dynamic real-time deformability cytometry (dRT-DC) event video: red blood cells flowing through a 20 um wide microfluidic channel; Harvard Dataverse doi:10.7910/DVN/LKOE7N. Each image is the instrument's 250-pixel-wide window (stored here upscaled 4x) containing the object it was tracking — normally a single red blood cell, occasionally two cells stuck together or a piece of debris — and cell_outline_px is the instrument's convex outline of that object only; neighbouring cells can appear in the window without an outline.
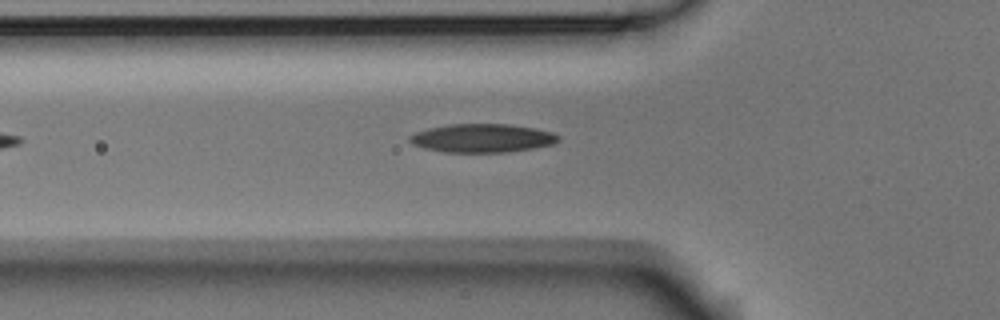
{"species": "Egyptian fruit bat (a non-hibernating species)", "species_latin": "Rousettus aegyptiacus", "temperature_condition": "room temperature", "stored_images_in_passage": 29, "camera_frame_rate_fps": 3000, "um_per_image_px": 0.085, "animal": {"sex": "male"}, "frame": {"image": 1, "passage_image": 2, "time_ms": 0.333, "image_size_px": [1000, 320], "cell_outline_px": [[560, 140], [552, 144], [532, 148], [508, 152], [444, 152], [424, 148], [412, 144], [408, 140], [408, 136], [416, 132], [428, 128], [448, 124], [508, 124], [536, 128], [552, 132], [560, 136]], "centroid_in_image_um": [40.98, 11.73], "position_along_channel_um": 84.8, "area_um2": 24.8}}
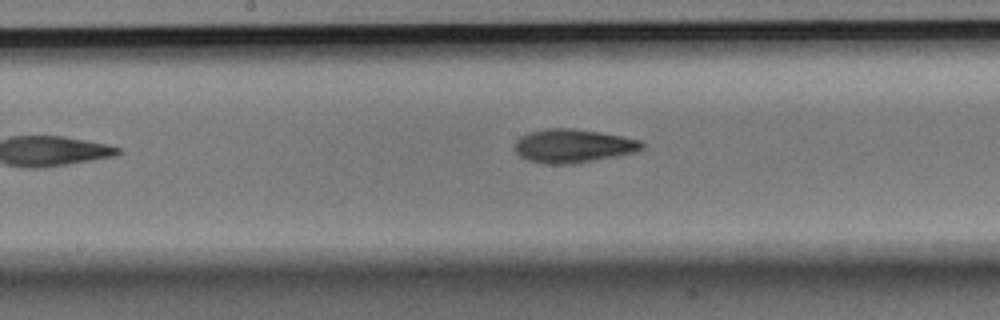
{"frame": {"image": 2, "passage_image": 11, "time_ms": 3.333, "image_size_px": [1000, 320], "cell_outline_px": [[644, 148], [636, 152], [572, 164], [544, 164], [528, 160], [520, 156], [516, 152], [512, 144], [520, 136], [528, 132], [544, 128], [572, 128], [600, 132], [624, 136], [640, 140], [644, 144]], "centroid_in_image_um": [48.68, 12.39], "position_along_channel_um": 199.5, "area_um2": 25.14}}
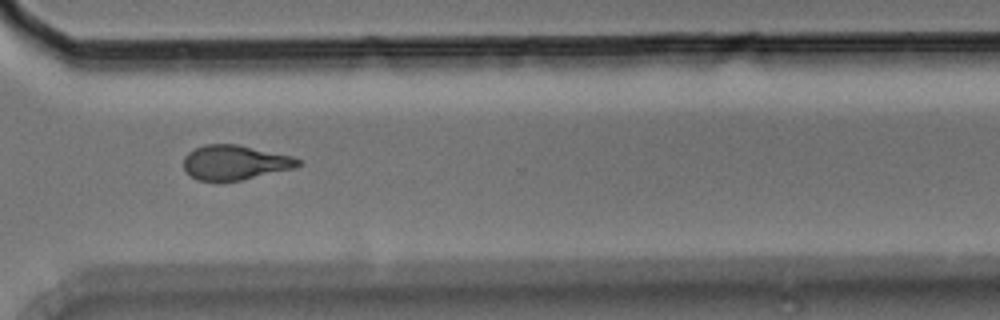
{"frame": {"image": 3, "passage_image": 23, "time_ms": 7.333, "image_size_px": [1000, 320], "cell_outline_px": [[300, 164], [292, 168], [244, 180], [220, 184], [196, 180], [184, 168], [184, 156], [188, 152], [204, 144], [236, 144], [292, 156], [300, 160]], "centroid_in_image_um": [19.91, 13.85], "position_along_channel_um": 350.7, "area_um2": 23.47}}